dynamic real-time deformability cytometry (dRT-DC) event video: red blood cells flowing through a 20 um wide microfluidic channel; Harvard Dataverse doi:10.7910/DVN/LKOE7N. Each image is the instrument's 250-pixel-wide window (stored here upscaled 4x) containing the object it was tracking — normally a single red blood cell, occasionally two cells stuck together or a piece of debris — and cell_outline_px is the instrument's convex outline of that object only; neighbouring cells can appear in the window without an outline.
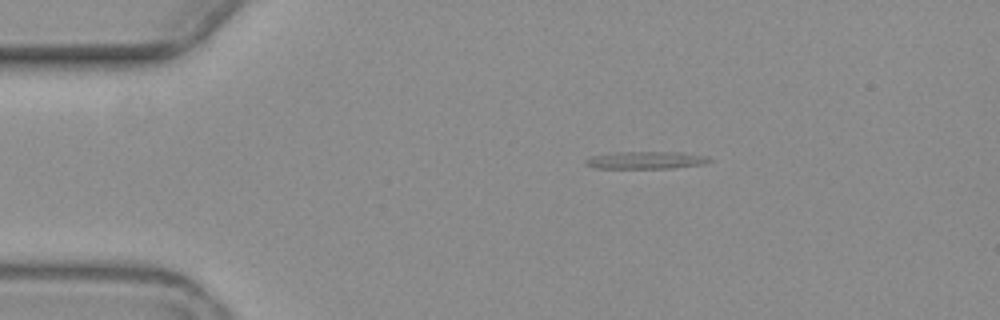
{"species": "common noctule bat (a hibernating species)", "species_latin": "Nyctalus noctula", "temperature_condition": "warm", "stored_images_in_passage": 2, "camera_frame_rate_fps": 3000, "um_per_image_px": 0.085, "animal": {"sex": "female", "body_mass_g": 19.3, "forearm_length_mm": 54.1}, "frame": {"image": 1, "passage_image": 1, "time_ms": 0.0, "image_size_px": [1000, 320], "cell_outline_px": [[712, 160], [704, 164], [672, 168], [596, 168], [584, 164], [584, 160], [592, 156], [612, 152], [680, 152], [708, 156]], "centroid_in_image_um": [54.89, 13.61], "position_along_channel_um": 30.1, "area_um2": 12.6}}